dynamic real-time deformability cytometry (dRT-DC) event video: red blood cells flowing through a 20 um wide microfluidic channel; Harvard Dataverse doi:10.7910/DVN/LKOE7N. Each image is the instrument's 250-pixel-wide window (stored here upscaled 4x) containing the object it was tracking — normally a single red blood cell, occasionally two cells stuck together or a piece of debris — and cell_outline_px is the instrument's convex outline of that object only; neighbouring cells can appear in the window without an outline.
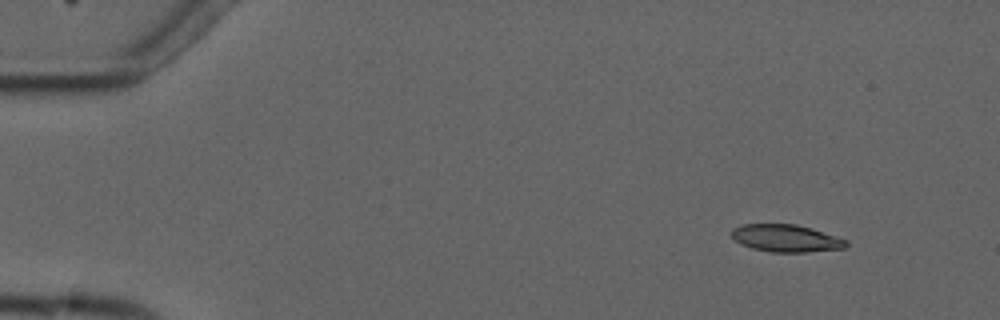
{"species": "common noctule bat (a hibernating species)", "species_latin": "Nyctalus noctula", "temperature_condition": "cold", "stored_images_in_passage": 5, "camera_frame_rate_fps": 3000, "um_per_image_px": 0.085, "animal": {"sex": "male", "forearm_length_mm": 52.5}, "frame": {"image": 1, "passage_image": 2, "time_ms": 1.333, "image_size_px": [1000, 320], "cell_outline_px": [[848, 244], [844, 248], [808, 252], [768, 252], [752, 248], [740, 244], [732, 236], [732, 228], [744, 224], [796, 224], [812, 228], [848, 240]], "centroid_in_image_um": [66.82, 20.25], "position_along_channel_um": 18.2, "area_um2": 18.32}}